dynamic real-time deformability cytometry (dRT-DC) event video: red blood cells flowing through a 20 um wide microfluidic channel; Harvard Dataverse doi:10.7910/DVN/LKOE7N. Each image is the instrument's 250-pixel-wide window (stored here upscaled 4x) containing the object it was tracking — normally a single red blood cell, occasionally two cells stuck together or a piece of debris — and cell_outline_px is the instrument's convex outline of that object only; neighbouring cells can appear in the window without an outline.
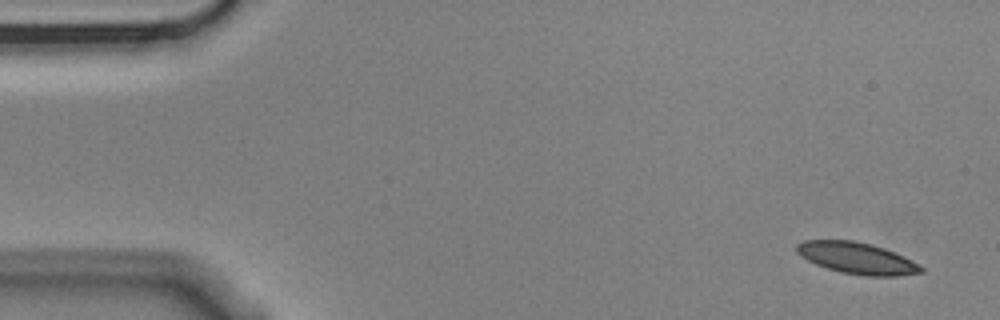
{"species": "Egyptian fruit bat (a non-hibernating species)", "species_latin": "Rousettus aegyptiacus", "temperature_condition": "cold", "stored_images_in_passage": 8, "camera_frame_rate_fps": 3000, "um_per_image_px": 0.085, "animal": {"sex": "male"}, "frame": {"image": 1, "passage_image": 1, "time_ms": 0.0, "image_size_px": [1000, 320], "cell_outline_px": [[924, 272], [896, 276], [864, 276], [840, 272], [816, 264], [800, 256], [796, 252], [796, 244], [804, 240], [856, 240], [872, 244], [884, 248], [904, 256], [920, 264], [924, 268]], "centroid_in_image_um": [72.85, 21.94], "position_along_channel_um": 12.1, "area_um2": 23.0}}
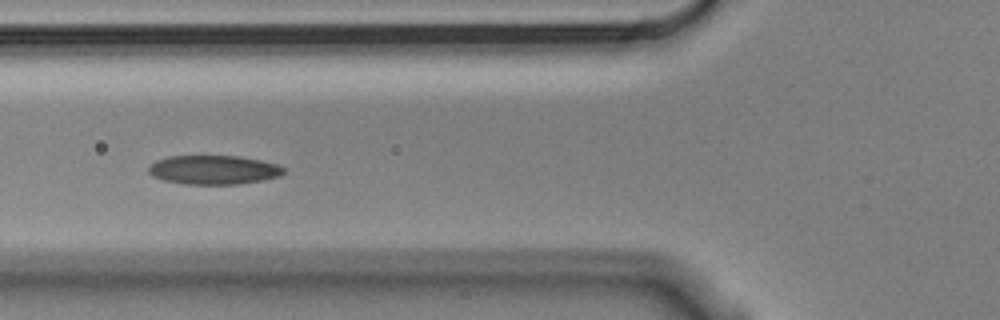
{"frame": {"image": 2, "passage_image": 6, "time_ms": 1.667, "image_size_px": [1000, 320], "cell_outline_px": [[284, 172], [280, 176], [264, 180], [240, 184], [184, 184], [164, 180], [152, 176], [148, 172], [148, 168], [156, 160], [168, 156], [236, 156], [260, 160], [276, 164], [284, 168]], "centroid_in_image_um": [18.15, 14.44], "position_along_channel_um": 107.7, "area_um2": 22.83}}
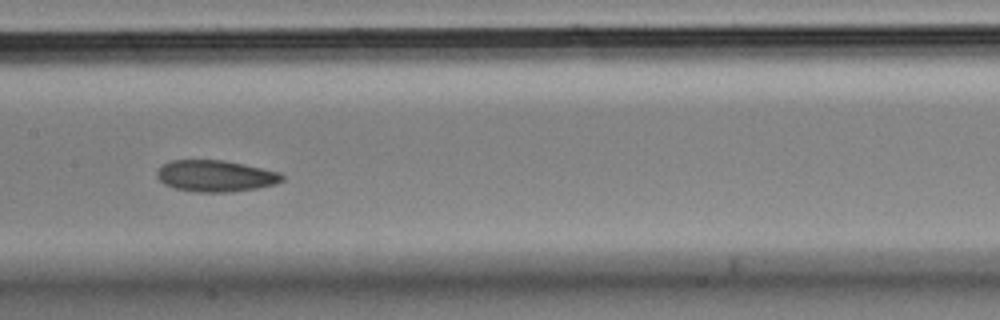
{"frame": {"image": 3, "passage_image": 8, "time_ms": 2.333, "image_size_px": [1000, 320], "cell_outline_px": [[284, 180], [276, 184], [256, 188], [232, 192], [196, 192], [176, 188], [164, 184], [156, 176], [156, 172], [164, 164], [172, 160], [224, 160], [244, 164], [280, 172], [284, 176]], "centroid_in_image_um": [18.34, 14.96], "position_along_channel_um": 189.1, "area_um2": 22.95}}